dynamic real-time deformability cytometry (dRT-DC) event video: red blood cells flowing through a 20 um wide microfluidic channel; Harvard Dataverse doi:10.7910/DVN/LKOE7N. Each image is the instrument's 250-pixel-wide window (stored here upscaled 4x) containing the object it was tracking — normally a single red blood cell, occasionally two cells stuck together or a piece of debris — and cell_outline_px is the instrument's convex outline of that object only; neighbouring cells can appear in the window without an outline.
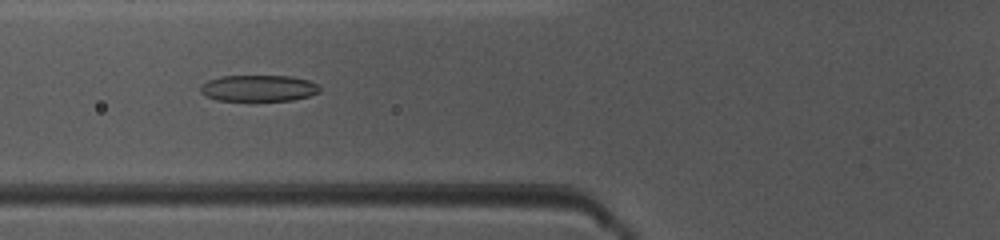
{"species": "common noctule bat (a hibernating species)", "species_latin": "Nyctalus noctula", "temperature_condition": "warm", "stored_images_in_passage": 49, "camera_frame_rate_fps": 3000, "um_per_image_px": 0.085, "animal": {"sex": "female", "body_mass_g": 10.0, "forearm_length_mm": 53.1}, "frame": {"image": 1, "passage_image": 19, "time_ms": 6.0, "image_size_px": [1000, 240], "cell_outline_px": [[320, 92], [308, 96], [292, 100], [216, 100], [200, 92], [200, 88], [208, 80], [220, 76], [288, 76], [308, 80], [316, 84], [320, 88]], "centroid_in_image_um": [21.98, 7.49], "position_along_channel_um": 103.8, "area_um2": 18.03}}
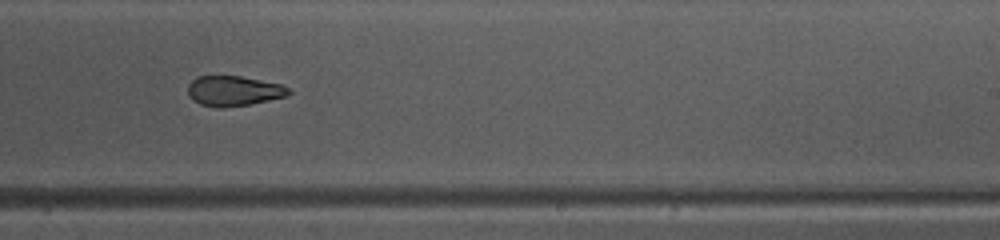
{"frame": {"image": 2, "passage_image": 31, "time_ms": 10.0, "image_size_px": [1000, 240], "cell_outline_px": [[292, 92], [288, 96], [248, 104], [224, 108], [220, 108], [200, 104], [192, 100], [188, 96], [188, 84], [192, 80], [200, 76], [240, 76], [280, 84], [288, 88]], "centroid_in_image_um": [19.84, 7.73], "position_along_channel_um": 269.2, "area_um2": 17.63}}
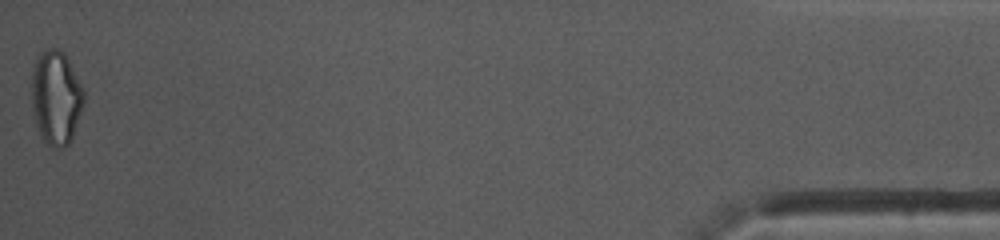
{"frame": {"image": 3, "passage_image": 49, "time_ms": 16.0, "image_size_px": [1000, 240], "cell_outline_px": [[84, 104], [72, 140], [64, 148], [52, 148], [40, 136], [36, 124], [32, 108], [32, 72], [36, 56], [40, 52], [48, 48], [56, 48], [64, 52], [84, 88]], "centroid_in_image_um": [4.77, 8.3], "position_along_channel_um": 430.4, "area_um2": 29.07}, "authors_computed_cell_mechanics": {"area_um2": 20.1144, "velocity_mm_per_s": 4.1261, "shape_relaxation_time_tau1_ms": null, "shape_relaxation_time_tau2_ms": 1.8759, "deformation_change_tau1": null, "deformation_change_tau2": 0.087}}